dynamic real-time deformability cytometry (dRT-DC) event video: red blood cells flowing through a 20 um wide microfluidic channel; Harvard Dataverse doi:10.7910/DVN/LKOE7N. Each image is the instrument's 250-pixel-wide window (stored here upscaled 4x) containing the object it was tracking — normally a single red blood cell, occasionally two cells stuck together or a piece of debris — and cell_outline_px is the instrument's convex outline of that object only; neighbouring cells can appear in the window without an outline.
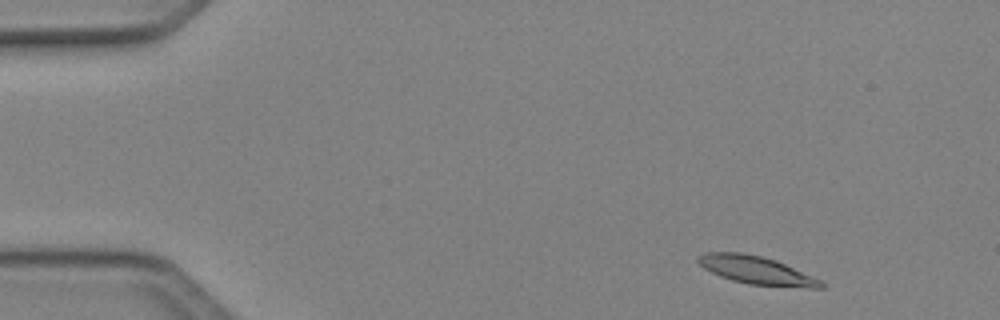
{"species": "Egyptian fruit bat (a non-hibernating species)", "species_latin": "Rousettus aegyptiacus", "temperature_condition": "cold", "stored_images_in_passage": 10, "camera_frame_rate_fps": 3000, "um_per_image_px": 0.085, "animal": {"sex": "female"}, "frame": {"image": 1, "passage_image": 3, "time_ms": 0.667, "image_size_px": [1000, 320], "cell_outline_px": [[824, 288], [808, 288], [748, 284], [732, 280], [720, 276], [704, 268], [696, 260], [696, 256], [704, 252], [740, 252], [760, 256], [776, 260], [812, 276], [820, 280], [824, 284]], "centroid_in_image_um": [64.27, 22.97], "position_along_channel_um": 20.7, "area_um2": 20.0}}